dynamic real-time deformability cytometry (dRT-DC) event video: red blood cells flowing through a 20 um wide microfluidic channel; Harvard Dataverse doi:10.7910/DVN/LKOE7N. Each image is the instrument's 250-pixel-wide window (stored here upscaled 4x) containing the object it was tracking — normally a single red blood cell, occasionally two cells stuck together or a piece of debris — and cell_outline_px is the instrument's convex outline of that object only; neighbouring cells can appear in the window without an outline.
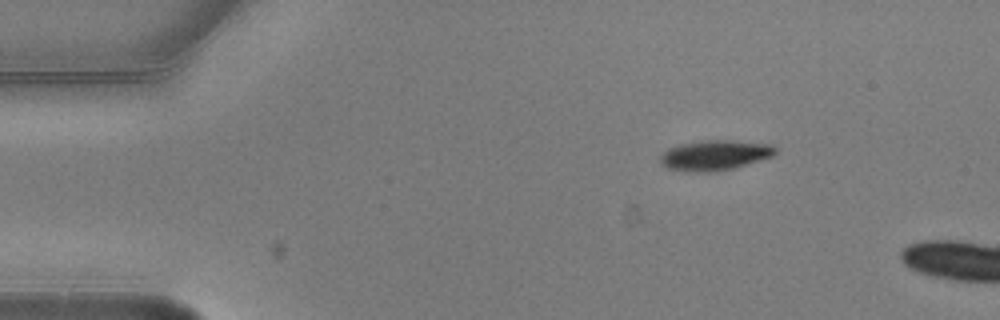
{"species": "common noctule bat (a hibernating species)", "species_latin": "Nyctalus noctula", "temperature_condition": "warm", "stored_images_in_passage": 2, "camera_frame_rate_fps": 3000, "um_per_image_px": 0.085, "animal": {"sex": "male", "body_mass_g": 20.5, "forearm_length_mm": 52.5}, "frame": {"image": 1, "passage_image": 1, "time_ms": 0.0, "image_size_px": [1000, 320], "cell_outline_px": [[776, 152], [772, 156], [732, 168], [716, 172], [700, 172], [668, 168], [660, 164], [660, 156], [668, 148], [680, 144], [700, 140], [732, 140], [772, 144], [776, 148]], "centroid_in_image_um": [60.75, 13.18], "position_along_channel_um": 24.3, "area_um2": 20.11}}